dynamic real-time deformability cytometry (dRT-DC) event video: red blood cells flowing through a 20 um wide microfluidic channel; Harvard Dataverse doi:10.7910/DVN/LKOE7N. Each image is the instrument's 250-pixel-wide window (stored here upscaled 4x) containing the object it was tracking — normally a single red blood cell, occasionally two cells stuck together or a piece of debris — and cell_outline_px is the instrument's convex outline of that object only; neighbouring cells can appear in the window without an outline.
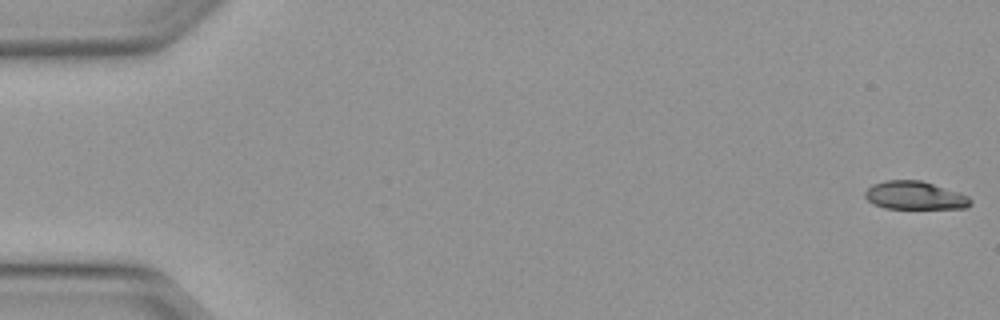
{"species": "Egyptian fruit bat (a non-hibernating species)", "species_latin": "Rousettus aegyptiacus", "temperature_condition": "warm", "stored_images_in_passage": 50, "camera_frame_rate_fps": 3000, "um_per_image_px": 0.085, "animal": {"sex": "female"}, "frame": {"image": 1, "passage_image": 1, "time_ms": 0.0, "image_size_px": [1000, 320], "cell_outline_px": [[972, 204], [968, 208], [884, 208], [872, 204], [864, 196], [864, 192], [872, 184], [884, 180], [920, 180], [960, 192], [968, 196], [972, 200]], "centroid_in_image_um": [77.76, 16.61], "position_along_channel_um": 7.2, "area_um2": 17.46}}
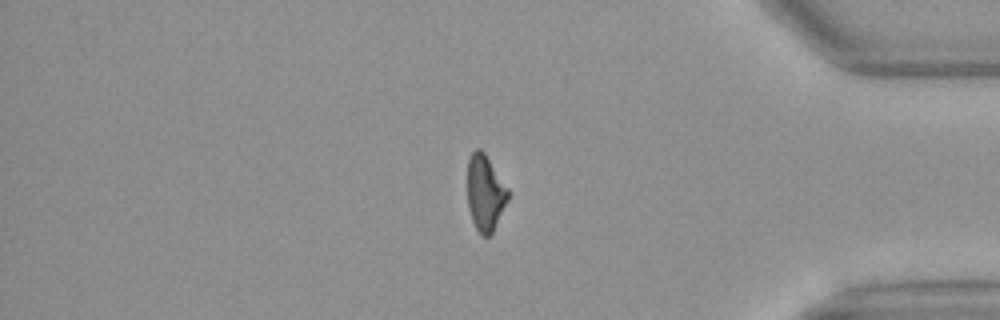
{"frame": {"image": 2, "passage_image": 42, "time_ms": 13.667, "image_size_px": [1000, 320], "cell_outline_px": [[508, 200], [492, 232], [488, 236], [484, 236], [476, 228], [472, 220], [468, 208], [468, 156], [476, 148], [480, 148], [484, 152], [508, 188]], "centroid_in_image_um": [41.23, 16.36], "position_along_channel_um": 394.0, "area_um2": 17.74}}
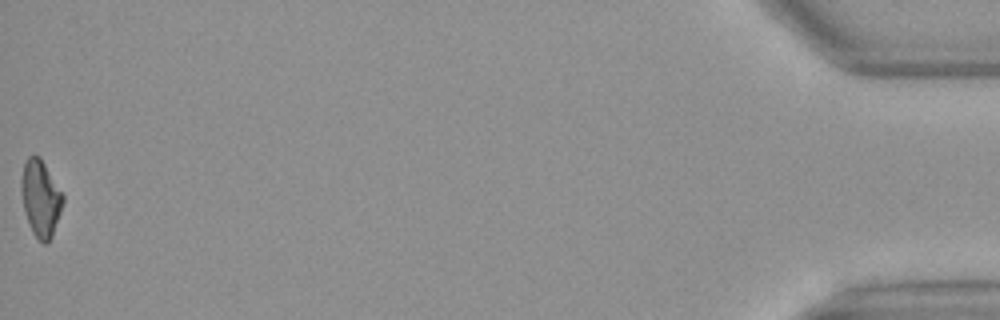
{"frame": {"image": 3, "passage_image": 50, "time_ms": 16.333, "image_size_px": [1000, 320], "cell_outline_px": [[64, 200], [52, 236], [48, 244], [44, 244], [32, 232], [24, 212], [20, 192], [20, 180], [24, 164], [28, 156], [40, 156], [64, 196]], "centroid_in_image_um": [3.43, 16.85], "position_along_channel_um": 431.8, "area_um2": 18.55}, "authors_computed_cell_mechanics": {"area_um2": 19.1029, "velocity_mm_per_s": 4.1514, "shape_relaxation_time_tau1_ms": 7.3105, "shape_relaxation_time_tau2_ms": 5.0318, "deformation_change_tau1": 0.2252, "deformation_change_tau2": 0.1325}}